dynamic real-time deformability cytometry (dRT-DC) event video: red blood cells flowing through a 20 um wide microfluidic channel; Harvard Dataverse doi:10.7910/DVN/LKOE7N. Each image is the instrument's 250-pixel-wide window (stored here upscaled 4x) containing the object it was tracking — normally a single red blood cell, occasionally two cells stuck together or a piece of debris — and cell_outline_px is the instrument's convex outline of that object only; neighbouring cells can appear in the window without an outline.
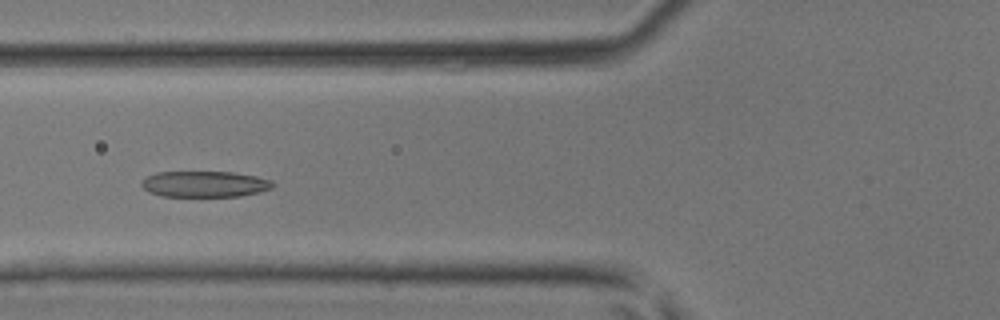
{"species": "common noctule bat (a hibernating species)", "species_latin": "Nyctalus noctula", "temperature_condition": "room temperature", "stored_images_in_passage": 39, "camera_frame_rate_fps": 3000, "um_per_image_px": 0.085, "animal": {"sex": "male", "body_mass_g": 17.9, "forearm_length_mm": 54.2}, "frame": {"image": 1, "passage_image": 13, "time_ms": 4.0, "image_size_px": [1000, 320], "cell_outline_px": [[276, 184], [272, 188], [260, 192], [240, 196], [160, 196], [148, 192], [140, 184], [148, 176], [156, 172], [232, 172], [256, 176], [272, 180]], "centroid_in_image_um": [17.43, 15.65], "position_along_channel_um": 108.4, "area_um2": 19.94}}
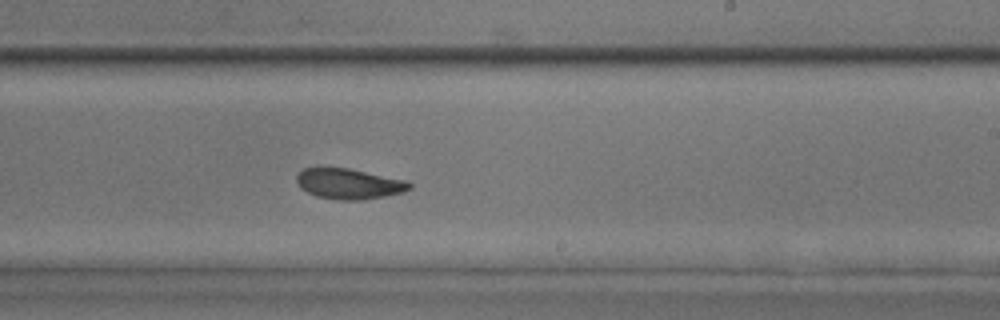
{"frame": {"image": 2, "passage_image": 23, "time_ms": 7.333, "image_size_px": [1000, 320], "cell_outline_px": [[412, 188], [404, 192], [384, 196], [360, 200], [340, 200], [316, 196], [300, 188], [296, 180], [296, 176], [304, 168], [320, 164], [348, 168], [408, 180], [412, 184]], "centroid_in_image_um": [29.63, 15.58], "position_along_channel_um": 259.4, "area_um2": 20.69}}
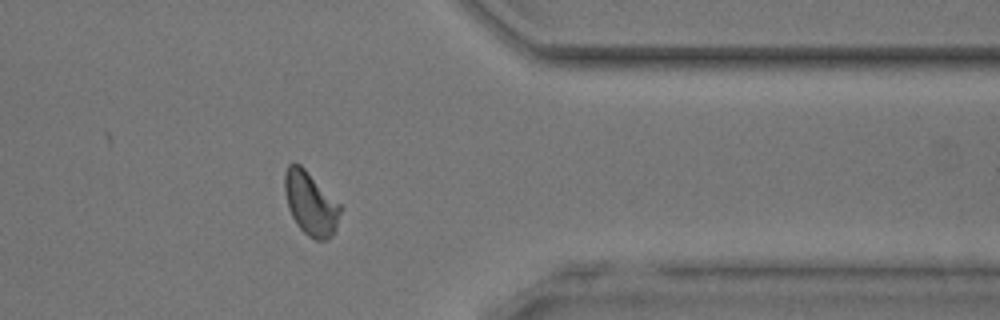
{"frame": {"image": 3, "passage_image": 32, "time_ms": 10.333, "image_size_px": [1000, 320], "cell_outline_px": [[344, 208], [336, 228], [332, 236], [328, 240], [316, 240], [308, 236], [296, 224], [288, 208], [284, 192], [284, 172], [288, 164], [300, 164]], "centroid_in_image_um": [26.41, 17.32], "position_along_channel_um": 385.0, "area_um2": 20.75}}